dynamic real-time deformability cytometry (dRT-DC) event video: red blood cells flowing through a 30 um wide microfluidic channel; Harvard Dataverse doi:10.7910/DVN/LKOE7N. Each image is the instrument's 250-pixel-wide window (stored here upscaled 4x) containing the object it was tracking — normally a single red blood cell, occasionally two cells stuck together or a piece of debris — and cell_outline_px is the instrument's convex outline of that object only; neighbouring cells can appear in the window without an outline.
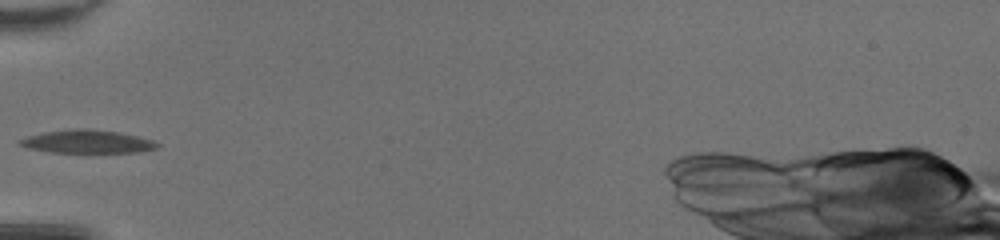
{"species": "common noctule bat (a hibernating species)", "species_latin": "Nyctalus noctula", "temperature_condition": "room temperature", "stored_images_in_passage": 3, "camera_frame_rate_fps": 3000, "um_per_image_px": 0.085, "animal": {"sex": "female", "body_mass_g": 20.0, "forearm_length_mm": 54.0}, "frame": {"image": 1, "passage_image": 1, "time_ms": 0.0, "image_size_px": [1000, 240], "cell_outline_px": [[968, 184], [960, 192], [820, 164], [824, 160], [832, 156], [856, 152], [924, 152], [944, 160], [956, 168], [968, 180]], "centroid_in_image_um": [76.77, 14.27], "position_along_channel_um": 8.2, "area_um2": 23.87}}